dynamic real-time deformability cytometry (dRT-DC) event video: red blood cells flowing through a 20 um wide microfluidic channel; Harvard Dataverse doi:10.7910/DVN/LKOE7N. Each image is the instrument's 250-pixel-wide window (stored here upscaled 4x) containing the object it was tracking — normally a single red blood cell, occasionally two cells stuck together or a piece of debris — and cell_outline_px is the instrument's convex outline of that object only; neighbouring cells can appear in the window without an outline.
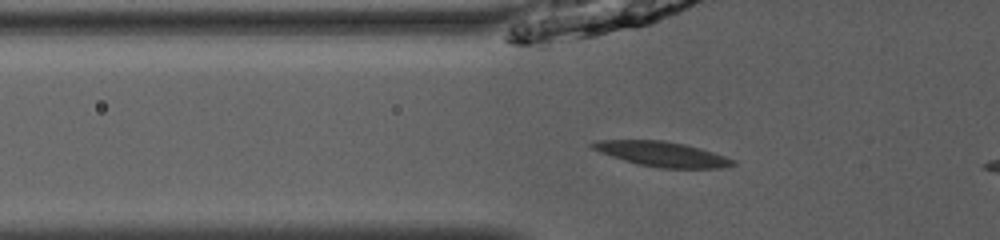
{"species": "common noctule bat (a hibernating species)", "species_latin": "Nyctalus noctula", "temperature_condition": "room temperature", "stored_images_in_passage": 36, "segment_of_instrument_passage": [1, 2], "camera_frame_rate_fps": 3000, "um_per_image_px": 0.085, "animal": {"sex": "male", "body_mass_g": 13.0, "forearm_length_mm": 53.1}, "frame": {"image": 1, "passage_image": 7, "time_ms": 2.0, "image_size_px": [1000, 240], "cell_outline_px": [[736, 164], [724, 168], [660, 168], [640, 164], [624, 160], [600, 152], [592, 148], [588, 144], [592, 140], [664, 140], [684, 144], [700, 148], [736, 160]], "centroid_in_image_um": [56.27, 13.09], "position_along_channel_um": 69.5, "area_um2": 20.35}}
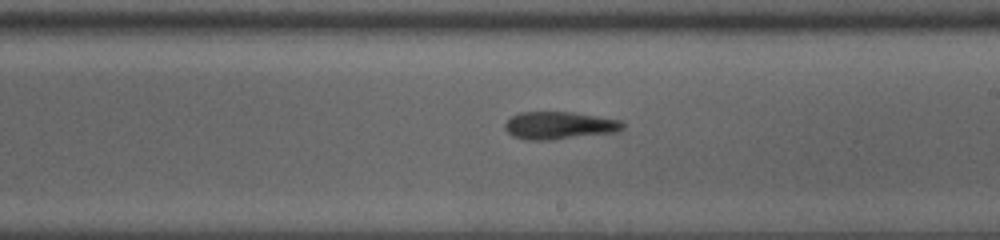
{"frame": {"image": 2, "passage_image": 20, "time_ms": 6.333, "image_size_px": [1000, 240], "cell_outline_px": [[624, 128], [616, 132], [552, 140], [528, 140], [512, 136], [504, 128], [504, 124], [512, 116], [520, 112], [572, 112], [620, 120], [624, 124]], "centroid_in_image_um": [47.52, 10.67], "position_along_channel_um": 241.5, "area_um2": 18.9}}
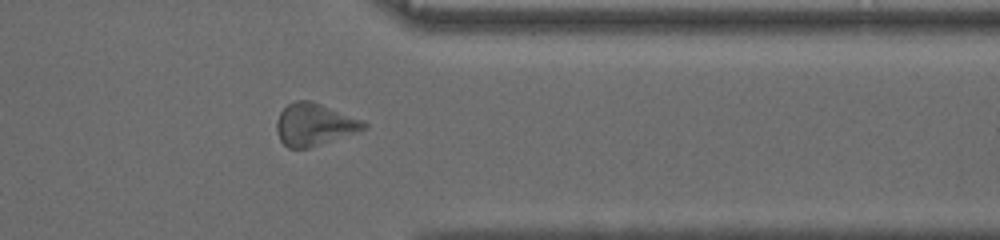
{"frame": {"image": 3, "passage_image": 31, "time_ms": 10.0, "image_size_px": [1000, 240], "cell_outline_px": [[368, 128], [308, 148], [288, 148], [280, 140], [276, 128], [276, 124], [280, 112], [288, 104], [296, 100], [312, 100], [360, 120], [368, 124]], "centroid_in_image_um": [26.68, 10.58], "position_along_channel_um": 384.7, "area_um2": 21.1}}